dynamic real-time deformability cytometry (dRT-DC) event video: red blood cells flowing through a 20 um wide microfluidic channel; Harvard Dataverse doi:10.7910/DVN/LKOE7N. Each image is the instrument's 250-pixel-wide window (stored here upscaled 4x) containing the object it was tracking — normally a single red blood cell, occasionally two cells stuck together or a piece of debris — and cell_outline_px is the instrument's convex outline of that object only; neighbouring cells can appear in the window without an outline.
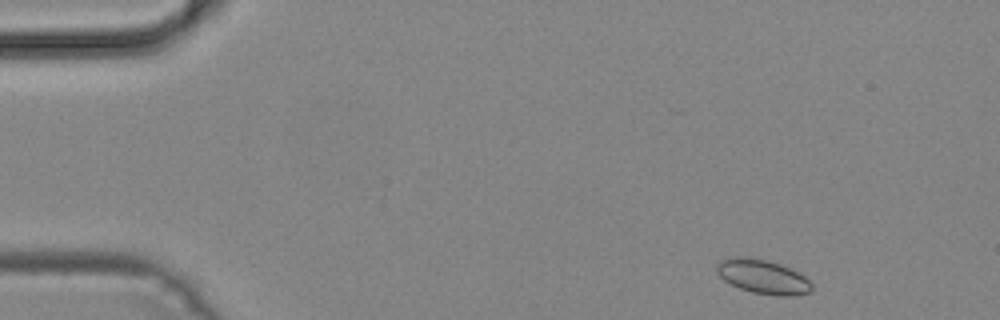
{"species": "common noctule bat (a hibernating species)", "species_latin": "Nyctalus noctula", "temperature_condition": "cold", "stored_images_in_passage": 47, "camera_frame_rate_fps": 3000, "um_per_image_px": 0.085, "animal": {"sex": "male", "body_mass_g": 19.2, "forearm_length_mm": 51.8}, "frame": {"image": 1, "passage_image": 2, "time_ms": 0.333, "image_size_px": [1000, 320], "cell_outline_px": [[812, 292], [796, 296], [776, 296], [752, 292], [740, 288], [724, 280], [716, 272], [716, 264], [720, 260], [732, 256], [748, 256], [768, 260], [780, 264], [804, 276], [812, 284]], "centroid_in_image_um": [64.83, 23.51], "position_along_channel_um": 20.2, "area_um2": 19.13}}
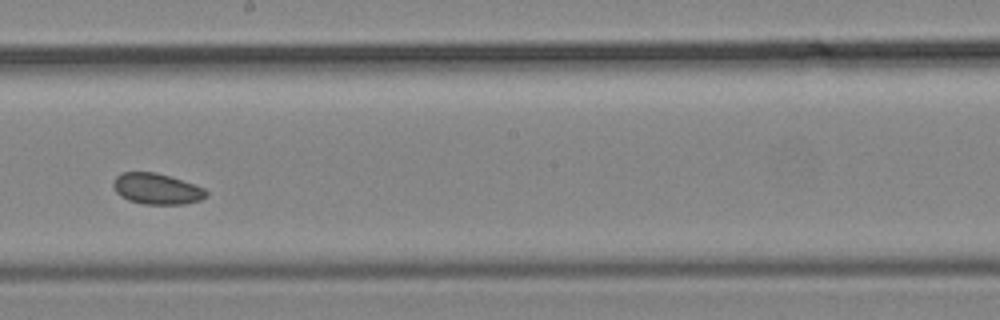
{"frame": {"image": 2, "passage_image": 25, "time_ms": 8.0, "image_size_px": [1000, 320], "cell_outline_px": [[208, 196], [200, 200], [184, 204], [144, 204], [128, 200], [120, 196], [116, 192], [112, 184], [112, 180], [120, 172], [156, 172], [204, 188], [208, 192]], "centroid_in_image_um": [13.28, 16.05], "position_along_channel_um": 234.9, "area_um2": 16.76}}
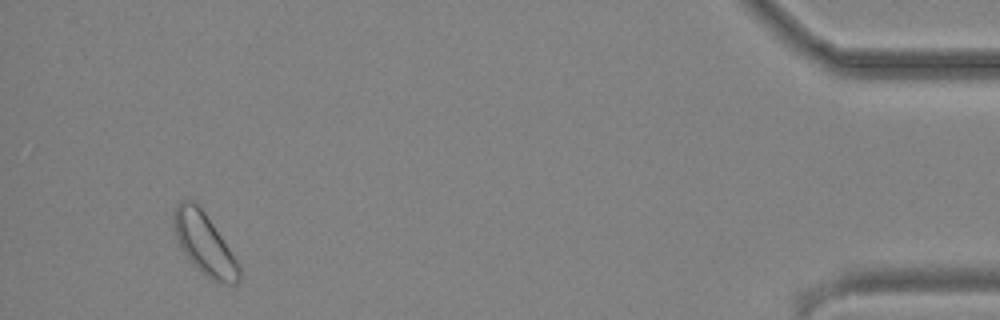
{"frame": {"image": 3, "passage_image": 44, "time_ms": 14.333, "image_size_px": [1000, 320], "cell_outline_px": [[240, 280], [236, 284], [228, 284], [212, 280], [204, 276], [192, 264], [180, 248], [176, 240], [172, 224], [172, 212], [176, 204], [180, 200], [188, 200], [196, 204], [204, 212], [240, 264]], "centroid_in_image_um": [17.33, 20.74], "position_along_channel_um": 417.9, "area_um2": 23.58}}